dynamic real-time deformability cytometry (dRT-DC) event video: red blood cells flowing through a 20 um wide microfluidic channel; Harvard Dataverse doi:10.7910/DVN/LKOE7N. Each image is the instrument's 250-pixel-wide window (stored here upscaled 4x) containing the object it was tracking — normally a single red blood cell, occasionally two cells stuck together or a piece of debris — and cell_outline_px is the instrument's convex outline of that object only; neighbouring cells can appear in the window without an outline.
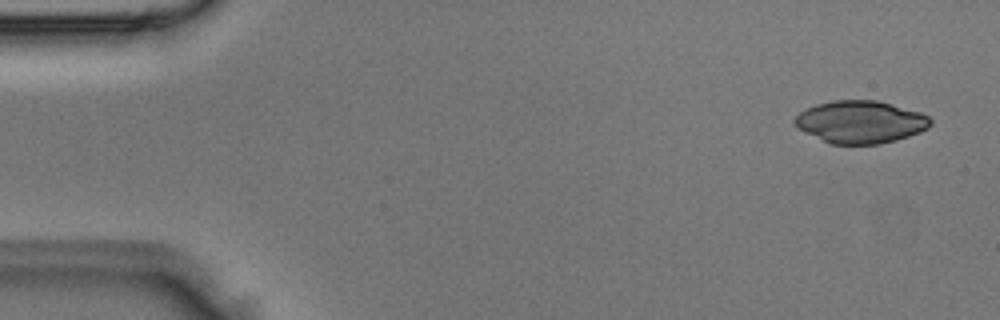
{"species": "Egyptian fruit bat (a non-hibernating species)", "species_latin": "Rousettus aegyptiacus", "temperature_condition": "room temperature", "stored_images_in_passage": 4, "camera_frame_rate_fps": 3000, "um_per_image_px": 0.085, "animal": {"sex": "male"}, "frame": {"image": 1, "passage_image": 1, "time_ms": 0.0, "image_size_px": [1000, 320], "cell_outline_px": [[932, 124], [928, 128], [920, 132], [896, 140], [880, 144], [828, 144], [796, 128], [792, 120], [800, 112], [816, 104], [832, 100], [876, 100], [920, 112], [928, 116], [932, 120]], "centroid_in_image_um": [73.11, 10.37], "position_along_channel_um": 11.9, "area_um2": 33.81}}